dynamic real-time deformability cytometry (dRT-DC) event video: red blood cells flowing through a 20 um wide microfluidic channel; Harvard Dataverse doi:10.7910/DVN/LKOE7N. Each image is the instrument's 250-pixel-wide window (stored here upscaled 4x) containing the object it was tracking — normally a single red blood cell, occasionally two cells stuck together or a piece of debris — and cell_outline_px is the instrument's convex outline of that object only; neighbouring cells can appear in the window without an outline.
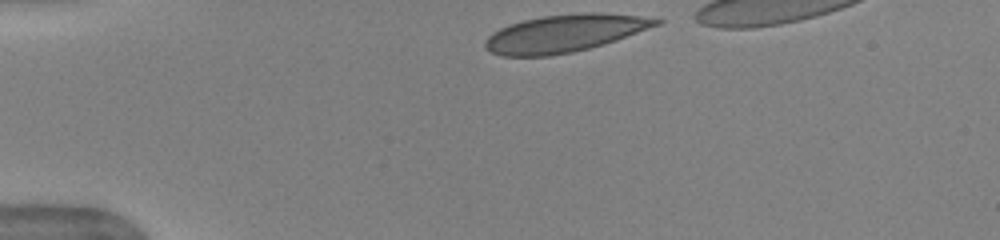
{"species": "human", "species_latin": "Homo sapiens", "temperature_condition": "warm", "stored_images_in_passage": 31, "camera_frame_rate_fps": 3000, "um_per_image_px": 0.085, "donor": {"sex": "female"}, "frame": {"image": 1, "passage_image": 1, "time_ms": 0.0, "image_size_px": [1000, 240], "cell_outline_px": [[664, 20], [660, 24], [604, 44], [572, 52], [548, 56], [500, 56], [484, 48], [484, 40], [492, 32], [508, 24], [524, 20], [544, 16], [584, 12], [600, 12], [640, 16]], "centroid_in_image_um": [47.94, 2.83], "position_along_channel_um": 37.1, "area_um2": 37.22}}
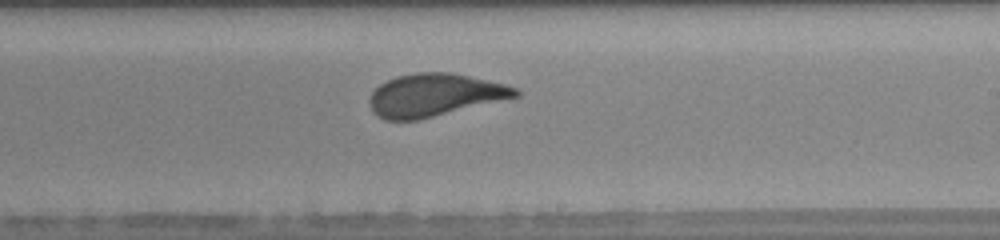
{"frame": {"image": 2, "passage_image": 18, "time_ms": 5.667, "image_size_px": [1000, 240], "cell_outline_px": [[520, 96], [420, 120], [384, 120], [372, 112], [368, 104], [368, 100], [372, 92], [380, 84], [396, 76], [416, 72], [448, 72], [468, 76], [504, 84], [516, 88], [520, 92]], "centroid_in_image_um": [36.9, 8.09], "position_along_channel_um": 252.1, "area_um2": 36.41}}
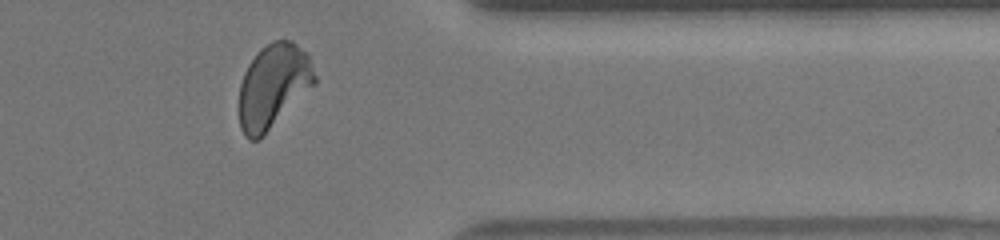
{"frame": {"image": 3, "passage_image": 28, "time_ms": 9.0, "image_size_px": [1000, 240], "cell_outline_px": [[316, 84], [260, 140], [248, 140], [240, 128], [240, 84], [244, 72], [248, 64], [260, 48], [272, 40], [292, 40], [308, 52], [316, 76]], "centroid_in_image_um": [23.25, 7.31], "position_along_channel_um": 388.1, "area_um2": 37.51}}